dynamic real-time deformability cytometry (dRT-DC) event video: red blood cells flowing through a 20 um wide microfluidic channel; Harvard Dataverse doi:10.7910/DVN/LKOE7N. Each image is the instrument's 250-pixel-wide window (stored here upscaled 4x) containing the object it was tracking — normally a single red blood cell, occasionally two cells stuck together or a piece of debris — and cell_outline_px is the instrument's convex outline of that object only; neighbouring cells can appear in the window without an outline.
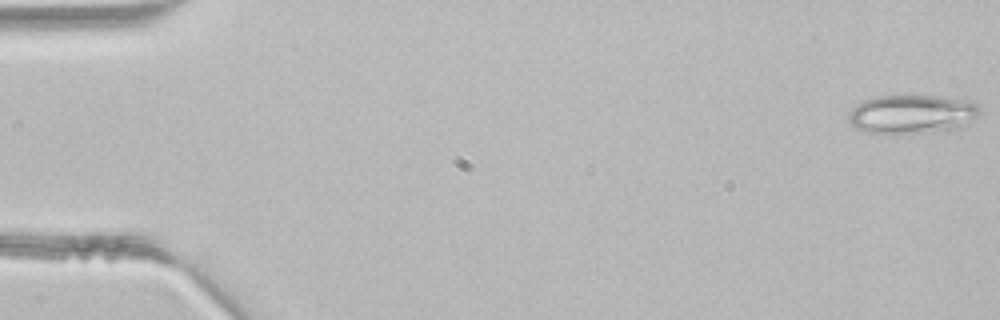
{"species": "common noctule bat (a hibernating species)", "species_latin": "Nyctalus noctula", "temperature_condition": "room temperature", "stored_images_in_passage": 5, "camera_frame_rate_fps": 3000, "um_per_image_px": 0.085, "animal": {"sex": "male", "body_mass_g": 21.5, "forearm_length_mm": 52.0}, "frame": {"image": 1, "passage_image": 1, "time_ms": 0.0, "image_size_px": [1000, 320], "cell_outline_px": [[980, 108], [976, 116], [968, 124], [960, 128], [896, 132], [864, 132], [856, 128], [848, 120], [848, 112], [856, 104], [864, 100], [880, 96], [904, 92], [936, 96], [964, 100], [976, 104]], "centroid_in_image_um": [77.46, 9.63], "position_along_channel_um": 7.5, "area_um2": 29.54}}